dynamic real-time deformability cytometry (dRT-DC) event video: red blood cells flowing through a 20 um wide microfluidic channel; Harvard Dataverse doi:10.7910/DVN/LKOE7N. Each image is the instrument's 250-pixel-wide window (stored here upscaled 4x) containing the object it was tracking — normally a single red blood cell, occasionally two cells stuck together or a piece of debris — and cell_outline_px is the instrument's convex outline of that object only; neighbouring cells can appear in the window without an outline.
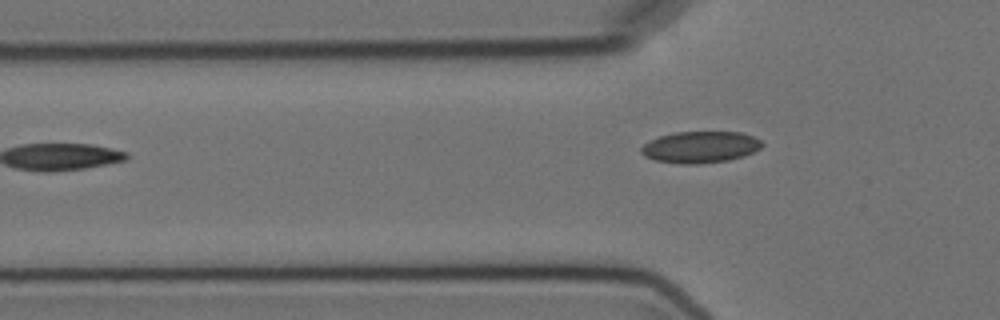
{"species": "Egyptian fruit bat (a non-hibernating species)", "species_latin": "Rousettus aegyptiacus", "temperature_condition": "cold", "stored_images_in_passage": 3, "camera_frame_rate_fps": 3000, "um_per_image_px": 0.085, "animal": {"sex": "female"}, "frame": {"image": 1, "passage_image": 3, "time_ms": 2.333, "image_size_px": [1000, 320], "cell_outline_px": [[764, 144], [760, 148], [744, 156], [728, 160], [700, 164], [680, 164], [656, 160], [644, 156], [640, 152], [640, 148], [644, 144], [660, 136], [676, 132], [740, 132], [752, 136], [760, 140]], "centroid_in_image_um": [59.52, 12.51], "position_along_channel_um": 66.3, "area_um2": 22.14}}